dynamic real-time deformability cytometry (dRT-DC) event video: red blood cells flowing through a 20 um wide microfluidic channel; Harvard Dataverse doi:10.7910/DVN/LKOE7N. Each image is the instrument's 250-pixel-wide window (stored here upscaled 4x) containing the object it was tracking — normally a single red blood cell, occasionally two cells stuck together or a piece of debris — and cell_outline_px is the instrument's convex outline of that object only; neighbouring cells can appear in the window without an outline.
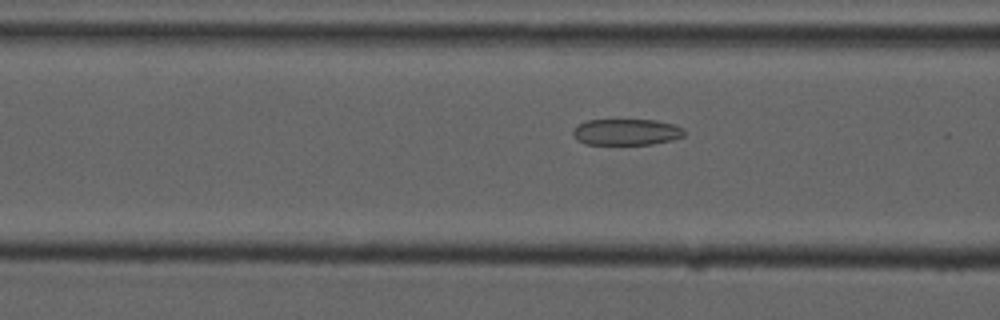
{"species": "common noctule bat (a hibernating species)", "species_latin": "Nyctalus noctula", "temperature_condition": "cold", "stored_images_in_passage": 54, "camera_frame_rate_fps": 3000, "um_per_image_px": 0.085, "animal": {"sex": "male", "forearm_length_mm": 52.5}, "frame": {"image": 1, "passage_image": 21, "time_ms": 6.667, "image_size_px": [1000, 320], "cell_outline_px": [[684, 136], [672, 140], [652, 144], [584, 144], [576, 140], [572, 132], [580, 124], [588, 120], [656, 120], [676, 124], [684, 128]], "centroid_in_image_um": [53.28, 11.22], "position_along_channel_um": 113.3, "area_um2": 17.05}}
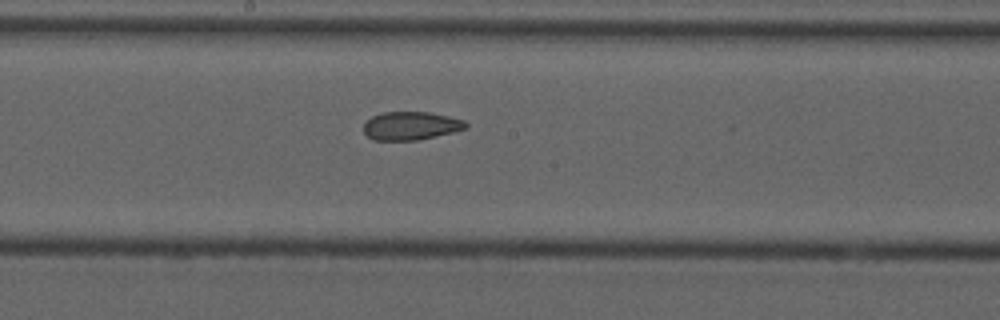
{"frame": {"image": 2, "passage_image": 29, "time_ms": 9.333, "image_size_px": [1000, 320], "cell_outline_px": [[468, 128], [452, 132], [416, 140], [372, 140], [364, 132], [364, 124], [372, 116], [384, 112], [428, 112], [448, 116], [464, 120], [468, 124]], "centroid_in_image_um": [34.92, 10.69], "position_along_channel_um": 213.3, "area_um2": 16.7}}
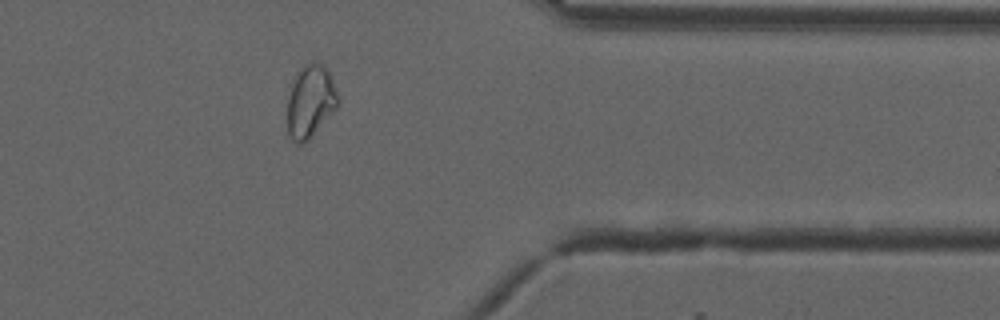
{"frame": {"image": 3, "passage_image": 44, "time_ms": 14.333, "image_size_px": [1000, 320], "cell_outline_px": [[336, 108], [308, 140], [300, 144], [296, 144], [292, 140], [288, 132], [288, 96], [292, 84], [296, 76], [304, 64], [320, 64], [328, 68], [336, 92]], "centroid_in_image_um": [26.36, 8.64], "position_along_channel_um": 385.0, "area_um2": 20.69}, "authors_computed_cell_mechanics": {"area_um2": 20.6635, "velocity_mm_per_s": 3.7386, "shape_relaxation_time_tau1_ms": null, "shape_relaxation_time_tau2_ms": 2.8162, "deformation_change_tau1": null, "deformation_change_tau2": 0.0796}}